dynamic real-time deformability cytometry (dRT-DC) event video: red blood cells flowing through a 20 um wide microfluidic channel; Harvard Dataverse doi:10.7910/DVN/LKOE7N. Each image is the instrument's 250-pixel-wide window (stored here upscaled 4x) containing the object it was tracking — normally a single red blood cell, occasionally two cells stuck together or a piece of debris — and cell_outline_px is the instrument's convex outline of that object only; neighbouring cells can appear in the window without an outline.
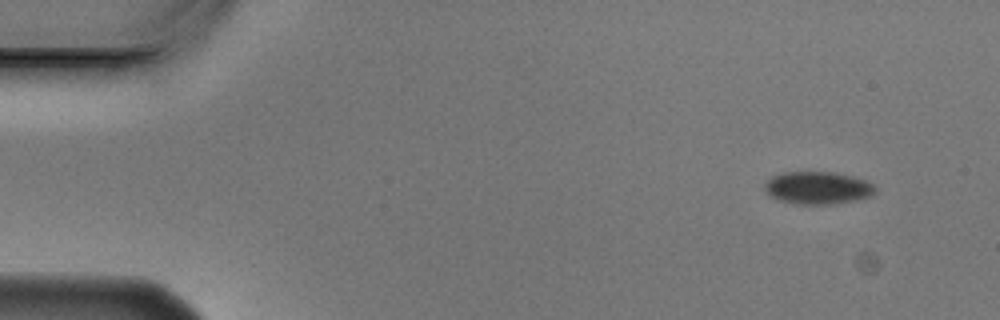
{"species": "Egyptian fruit bat (a non-hibernating species)", "species_latin": "Rousettus aegyptiacus", "temperature_condition": "cold", "stored_images_in_passage": 3, "camera_frame_rate_fps": 3000, "um_per_image_px": 0.085, "animal": {"sex": "male"}, "frame": {"image": 1, "passage_image": 1, "time_ms": 0.0, "image_size_px": [1000, 320], "cell_outline_px": [[876, 192], [872, 196], [856, 200], [832, 204], [796, 204], [780, 200], [768, 196], [764, 188], [764, 184], [772, 176], [784, 172], [836, 172], [852, 176], [864, 180], [872, 184], [876, 188]], "centroid_in_image_um": [69.5, 15.97], "position_along_channel_um": 15.5, "area_um2": 21.1}}
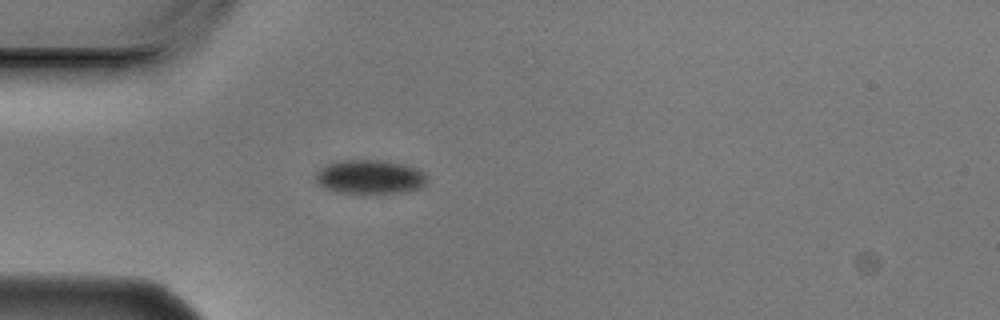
{"frame": {"image": 2, "passage_image": 3, "time_ms": 0.667, "image_size_px": [1000, 320], "cell_outline_px": [[428, 180], [420, 188], [404, 192], [340, 192], [324, 188], [316, 180], [316, 172], [320, 168], [336, 160], [384, 160], [404, 164], [416, 168], [424, 172], [428, 176]], "centroid_in_image_um": [31.47, 15.01], "position_along_channel_um": 53.5, "area_um2": 21.96}}